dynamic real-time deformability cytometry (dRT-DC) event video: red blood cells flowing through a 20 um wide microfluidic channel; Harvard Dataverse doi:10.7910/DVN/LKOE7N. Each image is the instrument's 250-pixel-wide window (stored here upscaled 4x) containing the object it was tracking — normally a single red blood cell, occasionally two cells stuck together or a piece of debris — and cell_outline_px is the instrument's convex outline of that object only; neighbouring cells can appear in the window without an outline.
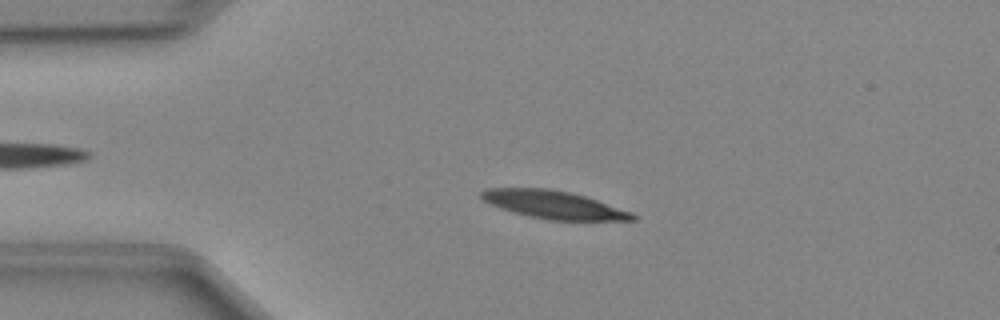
{"species": "Egyptian fruit bat (a non-hibernating species)", "species_latin": "Rousettus aegyptiacus", "temperature_condition": "cold", "stored_images_in_passage": 48, "camera_frame_rate_fps": 3000, "um_per_image_px": 0.085, "animal": {"sex": "female"}, "frame": {"image": 1, "passage_image": 10, "time_ms": 3.0, "image_size_px": [1000, 320], "cell_outline_px": [[636, 220], [548, 220], [528, 216], [512, 212], [488, 204], [480, 196], [480, 192], [484, 188], [548, 188], [568, 192], [584, 196], [632, 212], [636, 216]], "centroid_in_image_um": [47.0, 17.4], "position_along_channel_um": 38.0, "area_um2": 24.51}}
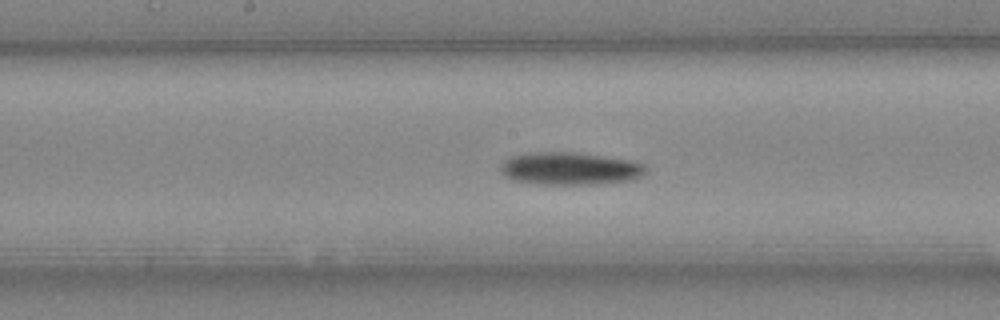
{"frame": {"image": 2, "passage_image": 24, "time_ms": 7.667, "image_size_px": [1000, 320], "cell_outline_px": [[648, 172], [632, 180], [592, 184], [540, 184], [512, 180], [504, 176], [500, 172], [500, 164], [504, 160], [512, 156], [528, 152], [572, 152], [628, 160], [644, 164]], "centroid_in_image_um": [48.39, 14.33], "position_along_channel_um": 199.8, "area_um2": 27.57}}
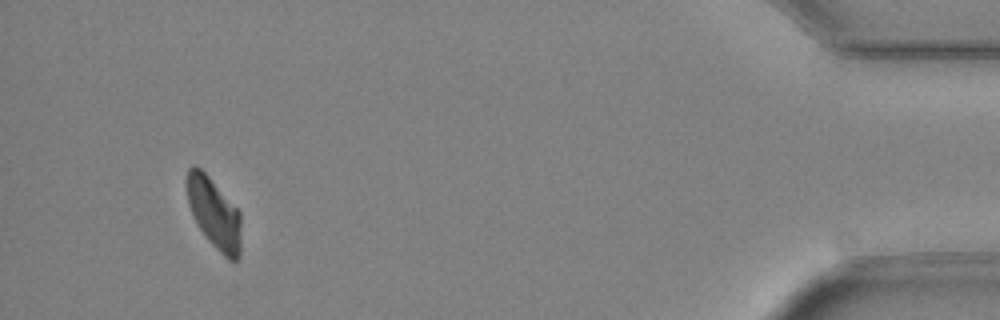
{"frame": {"image": 3, "passage_image": 45, "time_ms": 14.667, "image_size_px": [1000, 320], "cell_outline_px": [[240, 256], [236, 260], [228, 260], [208, 240], [200, 228], [188, 204], [184, 184], [188, 168], [200, 168], [208, 176], [240, 212]], "centroid_in_image_um": [18.18, 18.12], "position_along_channel_um": 417.0, "area_um2": 22.02}}